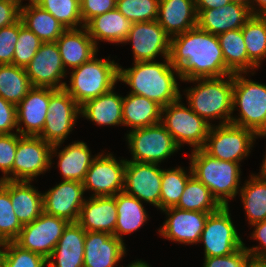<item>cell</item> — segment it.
I'll return each instance as SVG.
<instances>
[{
	"mask_svg": "<svg viewBox=\"0 0 266 267\" xmlns=\"http://www.w3.org/2000/svg\"><path fill=\"white\" fill-rule=\"evenodd\" d=\"M169 60L184 82L233 74L225 65L217 35L198 27L170 38Z\"/></svg>",
	"mask_w": 266,
	"mask_h": 267,
	"instance_id": "1",
	"label": "cell"
},
{
	"mask_svg": "<svg viewBox=\"0 0 266 267\" xmlns=\"http://www.w3.org/2000/svg\"><path fill=\"white\" fill-rule=\"evenodd\" d=\"M176 77L181 80L178 69L164 58L163 63L133 62L132 68L127 69L119 66L118 81L129 85V93L144 96L163 108L182 98Z\"/></svg>",
	"mask_w": 266,
	"mask_h": 267,
	"instance_id": "2",
	"label": "cell"
},
{
	"mask_svg": "<svg viewBox=\"0 0 266 267\" xmlns=\"http://www.w3.org/2000/svg\"><path fill=\"white\" fill-rule=\"evenodd\" d=\"M197 84L185 89L189 107L210 125L220 119L219 125L229 124L233 116V74L218 78L185 80Z\"/></svg>",
	"mask_w": 266,
	"mask_h": 267,
	"instance_id": "3",
	"label": "cell"
},
{
	"mask_svg": "<svg viewBox=\"0 0 266 267\" xmlns=\"http://www.w3.org/2000/svg\"><path fill=\"white\" fill-rule=\"evenodd\" d=\"M189 156L193 176L211 191L222 206H229V199H234L241 189L240 163L218 160L203 149L192 150Z\"/></svg>",
	"mask_w": 266,
	"mask_h": 267,
	"instance_id": "4",
	"label": "cell"
},
{
	"mask_svg": "<svg viewBox=\"0 0 266 267\" xmlns=\"http://www.w3.org/2000/svg\"><path fill=\"white\" fill-rule=\"evenodd\" d=\"M97 54L70 72V86L64 90L81 106L108 92L118 81L119 64L111 59H98Z\"/></svg>",
	"mask_w": 266,
	"mask_h": 267,
	"instance_id": "5",
	"label": "cell"
},
{
	"mask_svg": "<svg viewBox=\"0 0 266 267\" xmlns=\"http://www.w3.org/2000/svg\"><path fill=\"white\" fill-rule=\"evenodd\" d=\"M243 74V75H242ZM247 73L233 74V112L231 124L253 130L260 138L266 137V85L247 79Z\"/></svg>",
	"mask_w": 266,
	"mask_h": 267,
	"instance_id": "6",
	"label": "cell"
},
{
	"mask_svg": "<svg viewBox=\"0 0 266 267\" xmlns=\"http://www.w3.org/2000/svg\"><path fill=\"white\" fill-rule=\"evenodd\" d=\"M181 99L162 108L160 123L172 135L179 148L187 143L193 150L202 149L211 125L189 106L183 105Z\"/></svg>",
	"mask_w": 266,
	"mask_h": 267,
	"instance_id": "7",
	"label": "cell"
},
{
	"mask_svg": "<svg viewBox=\"0 0 266 267\" xmlns=\"http://www.w3.org/2000/svg\"><path fill=\"white\" fill-rule=\"evenodd\" d=\"M258 137L253 130L231 123L212 124L202 149L218 160L240 163L251 153Z\"/></svg>",
	"mask_w": 266,
	"mask_h": 267,
	"instance_id": "8",
	"label": "cell"
},
{
	"mask_svg": "<svg viewBox=\"0 0 266 267\" xmlns=\"http://www.w3.org/2000/svg\"><path fill=\"white\" fill-rule=\"evenodd\" d=\"M126 141L132 154L128 161L159 164L180 150L161 123L129 130Z\"/></svg>",
	"mask_w": 266,
	"mask_h": 267,
	"instance_id": "9",
	"label": "cell"
},
{
	"mask_svg": "<svg viewBox=\"0 0 266 267\" xmlns=\"http://www.w3.org/2000/svg\"><path fill=\"white\" fill-rule=\"evenodd\" d=\"M230 216L229 206L208 215L199 241L204 244V258L226 256L244 246Z\"/></svg>",
	"mask_w": 266,
	"mask_h": 267,
	"instance_id": "10",
	"label": "cell"
},
{
	"mask_svg": "<svg viewBox=\"0 0 266 267\" xmlns=\"http://www.w3.org/2000/svg\"><path fill=\"white\" fill-rule=\"evenodd\" d=\"M79 115L80 106L76 101L64 89H57L50 96L45 126L39 137L52 146H62Z\"/></svg>",
	"mask_w": 266,
	"mask_h": 267,
	"instance_id": "11",
	"label": "cell"
},
{
	"mask_svg": "<svg viewBox=\"0 0 266 267\" xmlns=\"http://www.w3.org/2000/svg\"><path fill=\"white\" fill-rule=\"evenodd\" d=\"M127 159L117 160L111 153H99L83 181V187L93 192L91 197L115 196L124 189Z\"/></svg>",
	"mask_w": 266,
	"mask_h": 267,
	"instance_id": "12",
	"label": "cell"
},
{
	"mask_svg": "<svg viewBox=\"0 0 266 267\" xmlns=\"http://www.w3.org/2000/svg\"><path fill=\"white\" fill-rule=\"evenodd\" d=\"M68 224L69 222L63 218L43 212L33 222L23 225L14 242L21 248L48 259Z\"/></svg>",
	"mask_w": 266,
	"mask_h": 267,
	"instance_id": "13",
	"label": "cell"
},
{
	"mask_svg": "<svg viewBox=\"0 0 266 267\" xmlns=\"http://www.w3.org/2000/svg\"><path fill=\"white\" fill-rule=\"evenodd\" d=\"M52 145L39 136L19 134L13 165V181L32 182L51 169Z\"/></svg>",
	"mask_w": 266,
	"mask_h": 267,
	"instance_id": "14",
	"label": "cell"
},
{
	"mask_svg": "<svg viewBox=\"0 0 266 267\" xmlns=\"http://www.w3.org/2000/svg\"><path fill=\"white\" fill-rule=\"evenodd\" d=\"M127 42L132 44L134 62L156 61L159 55L169 58L170 37L157 20L132 23Z\"/></svg>",
	"mask_w": 266,
	"mask_h": 267,
	"instance_id": "15",
	"label": "cell"
},
{
	"mask_svg": "<svg viewBox=\"0 0 266 267\" xmlns=\"http://www.w3.org/2000/svg\"><path fill=\"white\" fill-rule=\"evenodd\" d=\"M158 165L127 160L123 191L160 209L163 169Z\"/></svg>",
	"mask_w": 266,
	"mask_h": 267,
	"instance_id": "16",
	"label": "cell"
},
{
	"mask_svg": "<svg viewBox=\"0 0 266 267\" xmlns=\"http://www.w3.org/2000/svg\"><path fill=\"white\" fill-rule=\"evenodd\" d=\"M33 87L63 89L67 78L60 51L56 42L42 43L36 55L25 68Z\"/></svg>",
	"mask_w": 266,
	"mask_h": 267,
	"instance_id": "17",
	"label": "cell"
},
{
	"mask_svg": "<svg viewBox=\"0 0 266 267\" xmlns=\"http://www.w3.org/2000/svg\"><path fill=\"white\" fill-rule=\"evenodd\" d=\"M43 195V212L76 223L85 202L83 183L61 180ZM84 197V198H83Z\"/></svg>",
	"mask_w": 266,
	"mask_h": 267,
	"instance_id": "18",
	"label": "cell"
},
{
	"mask_svg": "<svg viewBox=\"0 0 266 267\" xmlns=\"http://www.w3.org/2000/svg\"><path fill=\"white\" fill-rule=\"evenodd\" d=\"M167 219L159 228V234L169 241L183 244H197L205 227L207 217L211 213L182 210L170 207L162 210Z\"/></svg>",
	"mask_w": 266,
	"mask_h": 267,
	"instance_id": "19",
	"label": "cell"
},
{
	"mask_svg": "<svg viewBox=\"0 0 266 267\" xmlns=\"http://www.w3.org/2000/svg\"><path fill=\"white\" fill-rule=\"evenodd\" d=\"M57 89L33 87L16 105L17 132L22 136H39L45 126L50 96ZM22 124L24 127H22ZM26 128V129H24Z\"/></svg>",
	"mask_w": 266,
	"mask_h": 267,
	"instance_id": "20",
	"label": "cell"
},
{
	"mask_svg": "<svg viewBox=\"0 0 266 267\" xmlns=\"http://www.w3.org/2000/svg\"><path fill=\"white\" fill-rule=\"evenodd\" d=\"M124 241L106 232H86L84 267L118 266L126 254Z\"/></svg>",
	"mask_w": 266,
	"mask_h": 267,
	"instance_id": "21",
	"label": "cell"
},
{
	"mask_svg": "<svg viewBox=\"0 0 266 267\" xmlns=\"http://www.w3.org/2000/svg\"><path fill=\"white\" fill-rule=\"evenodd\" d=\"M197 27L213 35L240 29L253 16L249 7L230 2L224 7L196 10Z\"/></svg>",
	"mask_w": 266,
	"mask_h": 267,
	"instance_id": "22",
	"label": "cell"
},
{
	"mask_svg": "<svg viewBox=\"0 0 266 267\" xmlns=\"http://www.w3.org/2000/svg\"><path fill=\"white\" fill-rule=\"evenodd\" d=\"M77 223L86 232H106L114 235L117 223L115 196H90L80 209Z\"/></svg>",
	"mask_w": 266,
	"mask_h": 267,
	"instance_id": "23",
	"label": "cell"
},
{
	"mask_svg": "<svg viewBox=\"0 0 266 267\" xmlns=\"http://www.w3.org/2000/svg\"><path fill=\"white\" fill-rule=\"evenodd\" d=\"M158 23L170 37L197 27L194 0H159Z\"/></svg>",
	"mask_w": 266,
	"mask_h": 267,
	"instance_id": "24",
	"label": "cell"
},
{
	"mask_svg": "<svg viewBox=\"0 0 266 267\" xmlns=\"http://www.w3.org/2000/svg\"><path fill=\"white\" fill-rule=\"evenodd\" d=\"M58 148H60L59 144L52 147L51 165L53 156L58 154L57 166L60 168L63 180L83 183L86 173L97 155L92 156L89 147L83 141H74L62 150H58Z\"/></svg>",
	"mask_w": 266,
	"mask_h": 267,
	"instance_id": "25",
	"label": "cell"
},
{
	"mask_svg": "<svg viewBox=\"0 0 266 267\" xmlns=\"http://www.w3.org/2000/svg\"><path fill=\"white\" fill-rule=\"evenodd\" d=\"M64 68L72 70L89 61L98 52V48L89 36L86 27L66 29L56 40Z\"/></svg>",
	"mask_w": 266,
	"mask_h": 267,
	"instance_id": "26",
	"label": "cell"
},
{
	"mask_svg": "<svg viewBox=\"0 0 266 267\" xmlns=\"http://www.w3.org/2000/svg\"><path fill=\"white\" fill-rule=\"evenodd\" d=\"M85 236L86 231L77 222L69 223L47 259L48 267H84Z\"/></svg>",
	"mask_w": 266,
	"mask_h": 267,
	"instance_id": "27",
	"label": "cell"
},
{
	"mask_svg": "<svg viewBox=\"0 0 266 267\" xmlns=\"http://www.w3.org/2000/svg\"><path fill=\"white\" fill-rule=\"evenodd\" d=\"M114 89L86 101L80 106V116L100 126L123 125V96L116 94Z\"/></svg>",
	"mask_w": 266,
	"mask_h": 267,
	"instance_id": "28",
	"label": "cell"
},
{
	"mask_svg": "<svg viewBox=\"0 0 266 267\" xmlns=\"http://www.w3.org/2000/svg\"><path fill=\"white\" fill-rule=\"evenodd\" d=\"M131 25L132 23L115 8L92 18L85 27L98 48L99 41L123 44Z\"/></svg>",
	"mask_w": 266,
	"mask_h": 267,
	"instance_id": "29",
	"label": "cell"
},
{
	"mask_svg": "<svg viewBox=\"0 0 266 267\" xmlns=\"http://www.w3.org/2000/svg\"><path fill=\"white\" fill-rule=\"evenodd\" d=\"M20 19L43 43L56 42L66 30L48 11L33 0L20 7Z\"/></svg>",
	"mask_w": 266,
	"mask_h": 267,
	"instance_id": "30",
	"label": "cell"
},
{
	"mask_svg": "<svg viewBox=\"0 0 266 267\" xmlns=\"http://www.w3.org/2000/svg\"><path fill=\"white\" fill-rule=\"evenodd\" d=\"M161 111L159 104L144 96L129 93L123 97V125L131 130L160 123Z\"/></svg>",
	"mask_w": 266,
	"mask_h": 267,
	"instance_id": "31",
	"label": "cell"
},
{
	"mask_svg": "<svg viewBox=\"0 0 266 267\" xmlns=\"http://www.w3.org/2000/svg\"><path fill=\"white\" fill-rule=\"evenodd\" d=\"M10 200L22 225L33 222L43 213V195L31 182L10 181Z\"/></svg>",
	"mask_w": 266,
	"mask_h": 267,
	"instance_id": "32",
	"label": "cell"
},
{
	"mask_svg": "<svg viewBox=\"0 0 266 267\" xmlns=\"http://www.w3.org/2000/svg\"><path fill=\"white\" fill-rule=\"evenodd\" d=\"M117 208V223L115 226L114 236L117 239L123 240V235L131 234L141 228L144 223H147L148 213L141 202L136 197L119 192L115 195Z\"/></svg>",
	"mask_w": 266,
	"mask_h": 267,
	"instance_id": "33",
	"label": "cell"
},
{
	"mask_svg": "<svg viewBox=\"0 0 266 267\" xmlns=\"http://www.w3.org/2000/svg\"><path fill=\"white\" fill-rule=\"evenodd\" d=\"M219 44L226 67L234 73H248L258 68L247 56L242 30L236 29L219 34Z\"/></svg>",
	"mask_w": 266,
	"mask_h": 267,
	"instance_id": "34",
	"label": "cell"
},
{
	"mask_svg": "<svg viewBox=\"0 0 266 267\" xmlns=\"http://www.w3.org/2000/svg\"><path fill=\"white\" fill-rule=\"evenodd\" d=\"M247 215L248 224L266 220V181L258 174H251L238 193Z\"/></svg>",
	"mask_w": 266,
	"mask_h": 267,
	"instance_id": "35",
	"label": "cell"
},
{
	"mask_svg": "<svg viewBox=\"0 0 266 267\" xmlns=\"http://www.w3.org/2000/svg\"><path fill=\"white\" fill-rule=\"evenodd\" d=\"M182 210L214 213L222 205L212 195L211 191L195 176H191L184 188V192L175 206Z\"/></svg>",
	"mask_w": 266,
	"mask_h": 267,
	"instance_id": "36",
	"label": "cell"
},
{
	"mask_svg": "<svg viewBox=\"0 0 266 267\" xmlns=\"http://www.w3.org/2000/svg\"><path fill=\"white\" fill-rule=\"evenodd\" d=\"M32 88L25 68L0 65V96L6 101L18 105Z\"/></svg>",
	"mask_w": 266,
	"mask_h": 267,
	"instance_id": "37",
	"label": "cell"
},
{
	"mask_svg": "<svg viewBox=\"0 0 266 267\" xmlns=\"http://www.w3.org/2000/svg\"><path fill=\"white\" fill-rule=\"evenodd\" d=\"M241 30L247 56L259 68L266 58V15H253Z\"/></svg>",
	"mask_w": 266,
	"mask_h": 267,
	"instance_id": "38",
	"label": "cell"
},
{
	"mask_svg": "<svg viewBox=\"0 0 266 267\" xmlns=\"http://www.w3.org/2000/svg\"><path fill=\"white\" fill-rule=\"evenodd\" d=\"M193 175L191 166L189 172L182 167L162 170V188L160 193V210L175 207L183 192L188 179Z\"/></svg>",
	"mask_w": 266,
	"mask_h": 267,
	"instance_id": "39",
	"label": "cell"
},
{
	"mask_svg": "<svg viewBox=\"0 0 266 267\" xmlns=\"http://www.w3.org/2000/svg\"><path fill=\"white\" fill-rule=\"evenodd\" d=\"M22 228L10 200V180L0 181V239L14 242Z\"/></svg>",
	"mask_w": 266,
	"mask_h": 267,
	"instance_id": "40",
	"label": "cell"
},
{
	"mask_svg": "<svg viewBox=\"0 0 266 267\" xmlns=\"http://www.w3.org/2000/svg\"><path fill=\"white\" fill-rule=\"evenodd\" d=\"M48 11L66 29L84 27L80 14V0H33Z\"/></svg>",
	"mask_w": 266,
	"mask_h": 267,
	"instance_id": "41",
	"label": "cell"
},
{
	"mask_svg": "<svg viewBox=\"0 0 266 267\" xmlns=\"http://www.w3.org/2000/svg\"><path fill=\"white\" fill-rule=\"evenodd\" d=\"M116 9L131 23L155 21L159 0H117Z\"/></svg>",
	"mask_w": 266,
	"mask_h": 267,
	"instance_id": "42",
	"label": "cell"
},
{
	"mask_svg": "<svg viewBox=\"0 0 266 267\" xmlns=\"http://www.w3.org/2000/svg\"><path fill=\"white\" fill-rule=\"evenodd\" d=\"M42 41L19 19V35L15 45L13 65L26 68L42 45Z\"/></svg>",
	"mask_w": 266,
	"mask_h": 267,
	"instance_id": "43",
	"label": "cell"
},
{
	"mask_svg": "<svg viewBox=\"0 0 266 267\" xmlns=\"http://www.w3.org/2000/svg\"><path fill=\"white\" fill-rule=\"evenodd\" d=\"M47 259L35 252L21 248L15 242H6L2 267H45Z\"/></svg>",
	"mask_w": 266,
	"mask_h": 267,
	"instance_id": "44",
	"label": "cell"
},
{
	"mask_svg": "<svg viewBox=\"0 0 266 267\" xmlns=\"http://www.w3.org/2000/svg\"><path fill=\"white\" fill-rule=\"evenodd\" d=\"M19 133L0 134V181H13V165L18 146Z\"/></svg>",
	"mask_w": 266,
	"mask_h": 267,
	"instance_id": "45",
	"label": "cell"
},
{
	"mask_svg": "<svg viewBox=\"0 0 266 267\" xmlns=\"http://www.w3.org/2000/svg\"><path fill=\"white\" fill-rule=\"evenodd\" d=\"M19 35V20L0 29V65L13 64L15 45Z\"/></svg>",
	"mask_w": 266,
	"mask_h": 267,
	"instance_id": "46",
	"label": "cell"
},
{
	"mask_svg": "<svg viewBox=\"0 0 266 267\" xmlns=\"http://www.w3.org/2000/svg\"><path fill=\"white\" fill-rule=\"evenodd\" d=\"M251 258L243 246L226 256L204 258L203 267H246Z\"/></svg>",
	"mask_w": 266,
	"mask_h": 267,
	"instance_id": "47",
	"label": "cell"
},
{
	"mask_svg": "<svg viewBox=\"0 0 266 267\" xmlns=\"http://www.w3.org/2000/svg\"><path fill=\"white\" fill-rule=\"evenodd\" d=\"M117 0H80V14L86 25L92 18L116 8Z\"/></svg>",
	"mask_w": 266,
	"mask_h": 267,
	"instance_id": "48",
	"label": "cell"
},
{
	"mask_svg": "<svg viewBox=\"0 0 266 267\" xmlns=\"http://www.w3.org/2000/svg\"><path fill=\"white\" fill-rule=\"evenodd\" d=\"M14 128L17 132L16 105L0 96V134L15 133Z\"/></svg>",
	"mask_w": 266,
	"mask_h": 267,
	"instance_id": "49",
	"label": "cell"
},
{
	"mask_svg": "<svg viewBox=\"0 0 266 267\" xmlns=\"http://www.w3.org/2000/svg\"><path fill=\"white\" fill-rule=\"evenodd\" d=\"M251 226H254V230L251 233L250 238L259 241V245L249 248L244 244V248L252 258L266 259V220L255 223Z\"/></svg>",
	"mask_w": 266,
	"mask_h": 267,
	"instance_id": "50",
	"label": "cell"
},
{
	"mask_svg": "<svg viewBox=\"0 0 266 267\" xmlns=\"http://www.w3.org/2000/svg\"><path fill=\"white\" fill-rule=\"evenodd\" d=\"M22 0H0V29L20 19Z\"/></svg>",
	"mask_w": 266,
	"mask_h": 267,
	"instance_id": "51",
	"label": "cell"
},
{
	"mask_svg": "<svg viewBox=\"0 0 266 267\" xmlns=\"http://www.w3.org/2000/svg\"><path fill=\"white\" fill-rule=\"evenodd\" d=\"M196 10H208L224 7L229 4V0H194Z\"/></svg>",
	"mask_w": 266,
	"mask_h": 267,
	"instance_id": "52",
	"label": "cell"
},
{
	"mask_svg": "<svg viewBox=\"0 0 266 267\" xmlns=\"http://www.w3.org/2000/svg\"><path fill=\"white\" fill-rule=\"evenodd\" d=\"M250 10L253 15H266V0H250Z\"/></svg>",
	"mask_w": 266,
	"mask_h": 267,
	"instance_id": "53",
	"label": "cell"
},
{
	"mask_svg": "<svg viewBox=\"0 0 266 267\" xmlns=\"http://www.w3.org/2000/svg\"><path fill=\"white\" fill-rule=\"evenodd\" d=\"M246 267H266V259L251 258Z\"/></svg>",
	"mask_w": 266,
	"mask_h": 267,
	"instance_id": "54",
	"label": "cell"
},
{
	"mask_svg": "<svg viewBox=\"0 0 266 267\" xmlns=\"http://www.w3.org/2000/svg\"><path fill=\"white\" fill-rule=\"evenodd\" d=\"M259 177L266 181V154L260 167Z\"/></svg>",
	"mask_w": 266,
	"mask_h": 267,
	"instance_id": "55",
	"label": "cell"
},
{
	"mask_svg": "<svg viewBox=\"0 0 266 267\" xmlns=\"http://www.w3.org/2000/svg\"><path fill=\"white\" fill-rule=\"evenodd\" d=\"M127 267H151L146 261L136 260L131 262Z\"/></svg>",
	"mask_w": 266,
	"mask_h": 267,
	"instance_id": "56",
	"label": "cell"
},
{
	"mask_svg": "<svg viewBox=\"0 0 266 267\" xmlns=\"http://www.w3.org/2000/svg\"><path fill=\"white\" fill-rule=\"evenodd\" d=\"M5 245H6V242L0 239V267H2V258H3Z\"/></svg>",
	"mask_w": 266,
	"mask_h": 267,
	"instance_id": "57",
	"label": "cell"
},
{
	"mask_svg": "<svg viewBox=\"0 0 266 267\" xmlns=\"http://www.w3.org/2000/svg\"><path fill=\"white\" fill-rule=\"evenodd\" d=\"M229 1L233 2V3L242 4V5L250 8V0H229Z\"/></svg>",
	"mask_w": 266,
	"mask_h": 267,
	"instance_id": "58",
	"label": "cell"
}]
</instances>
